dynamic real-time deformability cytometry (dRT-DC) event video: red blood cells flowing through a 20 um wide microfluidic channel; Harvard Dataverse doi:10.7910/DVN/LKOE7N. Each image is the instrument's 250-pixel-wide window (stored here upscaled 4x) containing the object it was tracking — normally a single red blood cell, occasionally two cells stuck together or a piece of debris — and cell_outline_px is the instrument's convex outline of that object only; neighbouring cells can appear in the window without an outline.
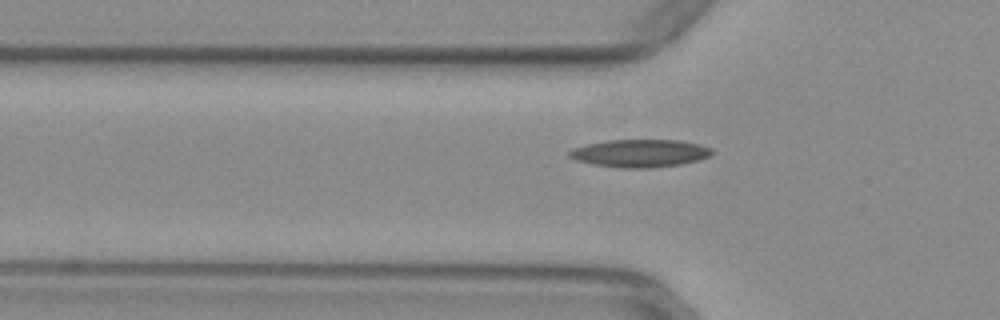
{"species": "common noctule bat (a hibernating species)", "species_latin": "Nyctalus noctula", "temperature_condition": "warm", "stored_images_in_passage": 40, "camera_frame_rate_fps": 3000, "um_per_image_px": 0.085, "animal": {"sex": "female", "body_mass_g": 29.2, "forearm_length_mm": 56.3}, "frame": {"image": 1, "passage_image": 5, "time_ms": 1.333, "image_size_px": [1000, 320], "cell_outline_px": [[712, 152], [708, 156], [696, 160], [680, 164], [652, 168], [620, 168], [592, 164], [576, 160], [568, 156], [568, 152], [572, 148], [588, 144], [608, 140], [680, 140], [700, 144], [712, 148]], "centroid_in_image_um": [54.37, 13.02], "position_along_channel_um": 71.4, "area_um2": 23.0}}
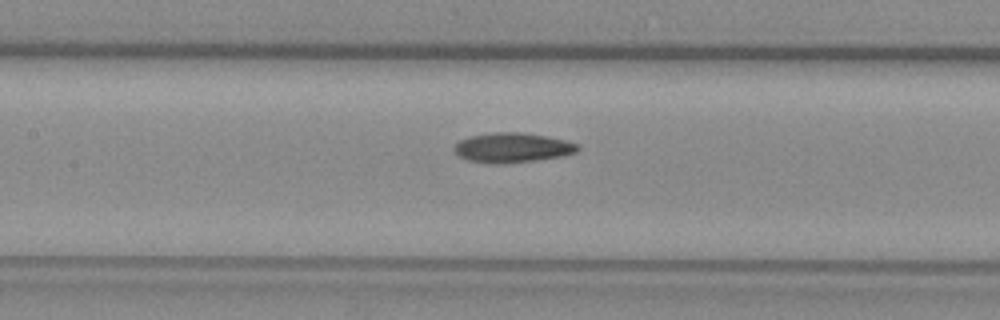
{"frame": {"image": 2, "passage_image": 12, "time_ms": 3.667, "image_size_px": [1000, 320], "cell_outline_px": [[580, 148], [576, 152], [564, 156], [532, 160], [492, 164], [488, 164], [468, 160], [460, 156], [452, 148], [460, 140], [468, 136], [492, 132], [520, 132], [544, 136], [564, 140], [580, 144]], "centroid_in_image_um": [43.54, 12.54], "position_along_channel_um": 163.9, "area_um2": 21.27}}
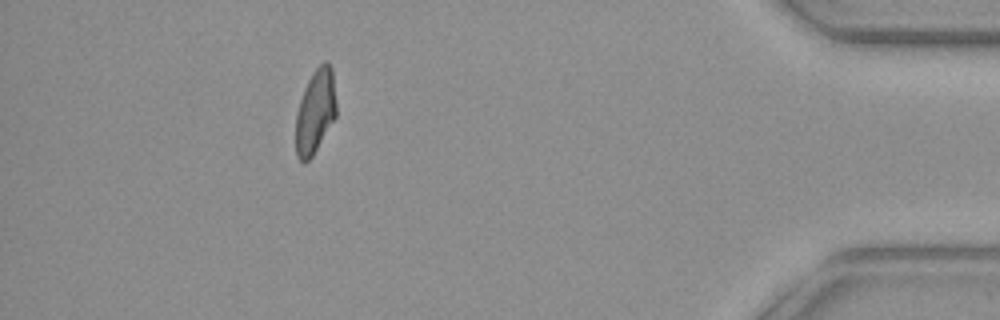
{"frame": {"image": 3, "passage_image": 35, "time_ms": 11.333, "image_size_px": [1000, 320], "cell_outline_px": [[336, 116], [312, 156], [304, 164], [296, 156], [296, 112], [304, 88], [312, 72], [324, 60], [328, 60], [332, 68], [336, 104]], "centroid_in_image_um": [26.8, 9.45], "position_along_channel_um": 408.4, "area_um2": 19.88}, "authors_computed_cell_mechanics": {"area_um2": 20.5768, "velocity_mm_per_s": 3.9332, "shape_relaxation_time_tau1_ms": null, "shape_relaxation_time_tau2_ms": 3.7928, "deformation_change_tau1": null, "deformation_change_tau2": 0.1064}}